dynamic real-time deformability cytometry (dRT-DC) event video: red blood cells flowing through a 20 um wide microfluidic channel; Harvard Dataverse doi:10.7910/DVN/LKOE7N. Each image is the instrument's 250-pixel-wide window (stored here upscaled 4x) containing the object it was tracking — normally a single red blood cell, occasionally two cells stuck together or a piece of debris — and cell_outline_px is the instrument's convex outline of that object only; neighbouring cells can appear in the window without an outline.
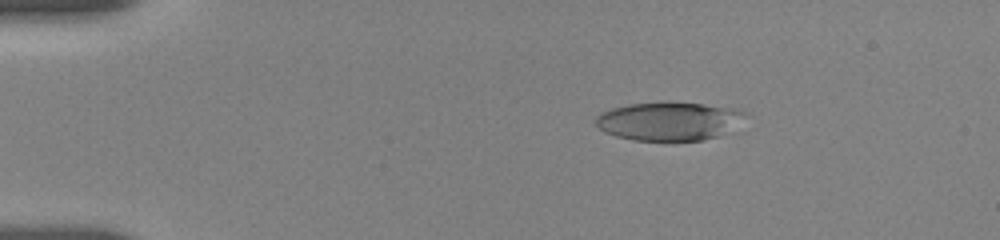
{"species": "human", "species_latin": "Homo sapiens", "temperature_condition": "room temperature", "stored_images_in_passage": 6, "camera_frame_rate_fps": 3000, "um_per_image_px": 0.085, "donor": {"sex": "female"}, "frame": {"image": 1, "passage_image": 3, "time_ms": 2.333, "image_size_px": [1000, 240], "cell_outline_px": [[748, 116], [724, 132], [716, 136], [700, 140], [632, 140], [616, 136], [604, 132], [596, 124], [596, 116], [600, 112], [612, 108], [628, 104], [704, 104], [732, 108], [748, 112]], "centroid_in_image_um": [56.82, 10.31], "position_along_channel_um": 28.2, "area_um2": 32.6}}
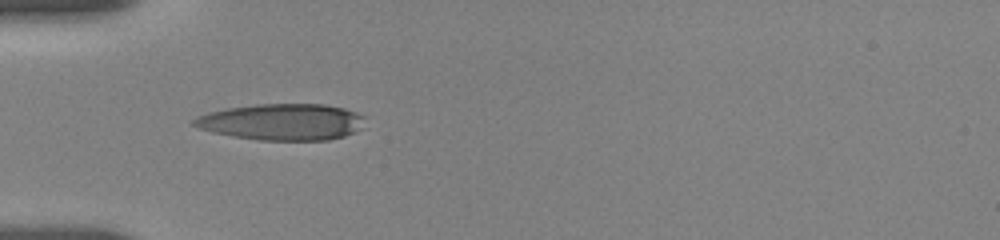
{"frame": {"image": 2, "passage_image": 5, "time_ms": 5.0, "image_size_px": [1000, 240], "cell_outline_px": [[364, 128], [344, 136], [328, 140], [260, 140], [212, 132], [200, 128], [192, 124], [192, 120], [196, 116], [208, 112], [228, 108], [256, 104], [324, 104], [344, 108], [356, 112], [364, 116]], "centroid_in_image_um": [24.01, 10.36], "position_along_channel_um": 61.0, "area_um2": 36.36}}
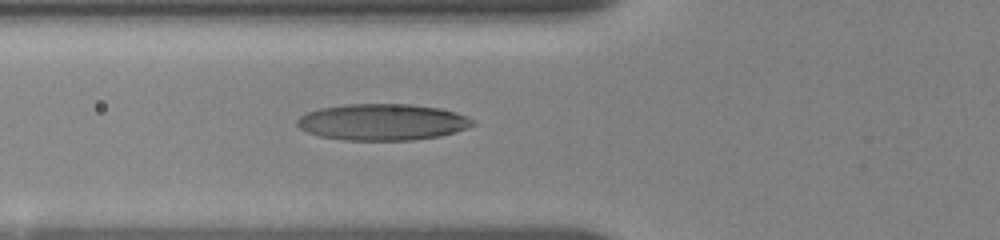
{"frame": {"image": 3, "passage_image": 6, "time_ms": 6.0, "image_size_px": [1000, 240], "cell_outline_px": [[476, 124], [468, 128], [456, 132], [440, 136], [412, 140], [344, 140], [320, 136], [308, 132], [300, 128], [296, 124], [296, 120], [300, 116], [308, 112], [320, 108], [344, 104], [408, 104], [440, 108], [456, 112], [468, 116], [476, 120]], "centroid_in_image_um": [32.55, 10.37], "position_along_channel_um": 93.3, "area_um2": 37.51}}